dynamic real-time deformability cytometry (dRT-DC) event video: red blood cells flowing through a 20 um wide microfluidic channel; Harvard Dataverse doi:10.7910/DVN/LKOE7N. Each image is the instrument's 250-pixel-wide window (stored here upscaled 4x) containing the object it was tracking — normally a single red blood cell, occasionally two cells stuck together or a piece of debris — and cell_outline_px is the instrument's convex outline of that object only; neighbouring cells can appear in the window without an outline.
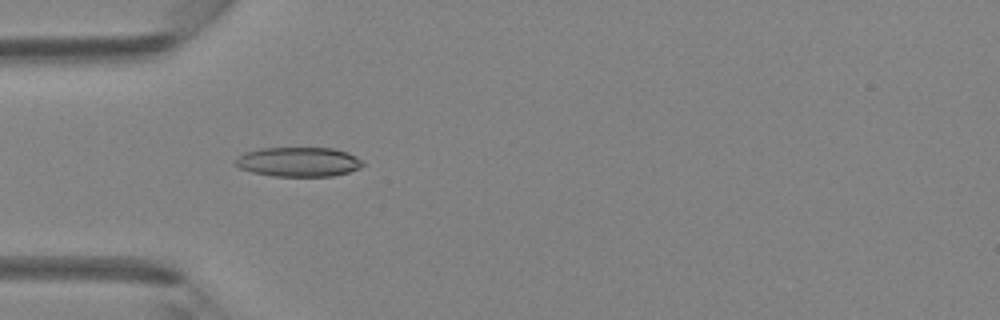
{"species": "Egyptian fruit bat (a non-hibernating species)", "species_latin": "Rousettus aegyptiacus", "temperature_condition": "room temperature", "stored_images_in_passage": 43, "camera_frame_rate_fps": 3000, "um_per_image_px": 0.085, "animal": {"sex": "female"}, "frame": {"image": 1, "passage_image": 12, "time_ms": 3.667, "image_size_px": [1000, 320], "cell_outline_px": [[364, 164], [360, 168], [348, 172], [332, 176], [272, 176], [252, 172], [240, 168], [232, 160], [236, 156], [244, 152], [260, 148], [332, 148], [348, 152], [356, 156]], "centroid_in_image_um": [25.33, 13.75], "position_along_channel_um": 59.7, "area_um2": 22.02}}
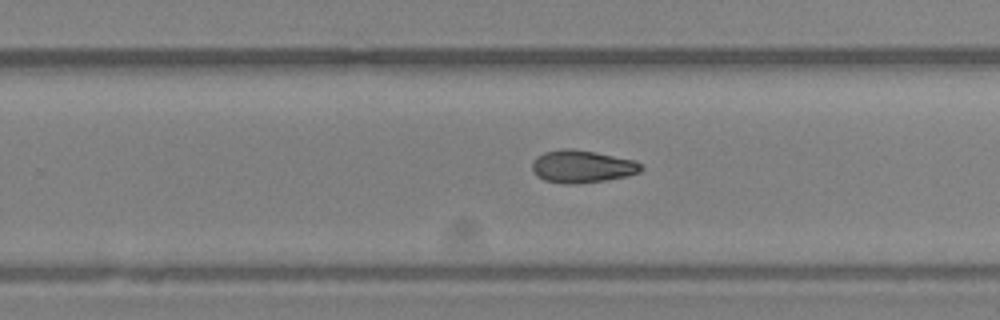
{"frame": {"image": 2, "passage_image": 27, "time_ms": 8.667, "image_size_px": [1000, 320], "cell_outline_px": [[644, 168], [640, 172], [628, 176], [604, 180], [572, 184], [564, 184], [544, 180], [536, 176], [532, 172], [532, 164], [536, 156], [544, 152], [560, 148], [572, 148], [632, 160], [640, 164]], "centroid_in_image_um": [49.41, 14.15], "position_along_channel_um": 280.4, "area_um2": 20.58}}
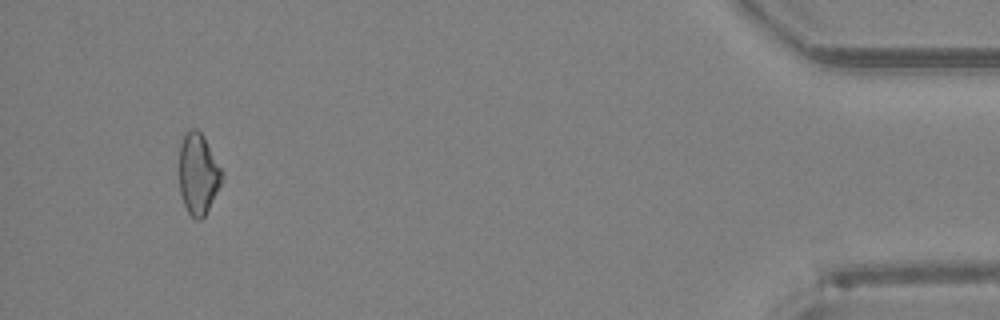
{"frame": {"image": 3, "passage_image": 41, "time_ms": 13.333, "image_size_px": [1000, 320], "cell_outline_px": [[224, 180], [204, 216], [200, 220], [196, 220], [188, 212], [184, 204], [180, 192], [180, 144], [184, 132], [192, 128], [196, 128], [204, 136], [224, 176]], "centroid_in_image_um": [16.85, 14.77], "position_along_channel_um": 418.4, "area_um2": 20.11}}